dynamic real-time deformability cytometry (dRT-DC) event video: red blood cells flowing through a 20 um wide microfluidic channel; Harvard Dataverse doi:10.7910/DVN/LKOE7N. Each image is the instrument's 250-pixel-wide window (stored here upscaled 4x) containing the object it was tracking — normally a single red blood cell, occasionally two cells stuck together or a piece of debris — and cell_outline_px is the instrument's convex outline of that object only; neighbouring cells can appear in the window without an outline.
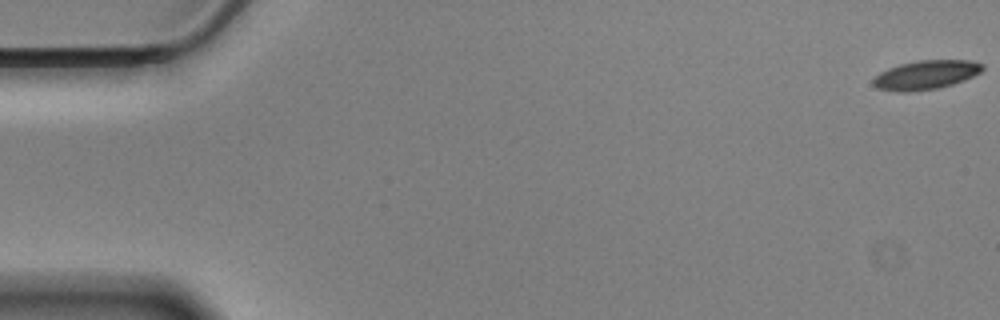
{"species": "Egyptian fruit bat (a non-hibernating species)", "species_latin": "Rousettus aegyptiacus", "temperature_condition": "cold", "stored_images_in_passage": 58, "camera_frame_rate_fps": 3000, "um_per_image_px": 0.085, "animal": {"sex": "male"}, "frame": {"image": 1, "passage_image": 1, "time_ms": 0.0, "image_size_px": [1000, 320], "cell_outline_px": [[984, 68], [980, 72], [964, 80], [952, 84], [936, 88], [908, 92], [896, 92], [876, 88], [872, 84], [872, 80], [880, 72], [888, 68], [900, 64], [920, 60], [968, 60], [984, 64]], "centroid_in_image_um": [78.67, 6.37], "position_along_channel_um": 6.3, "area_um2": 18.44}}
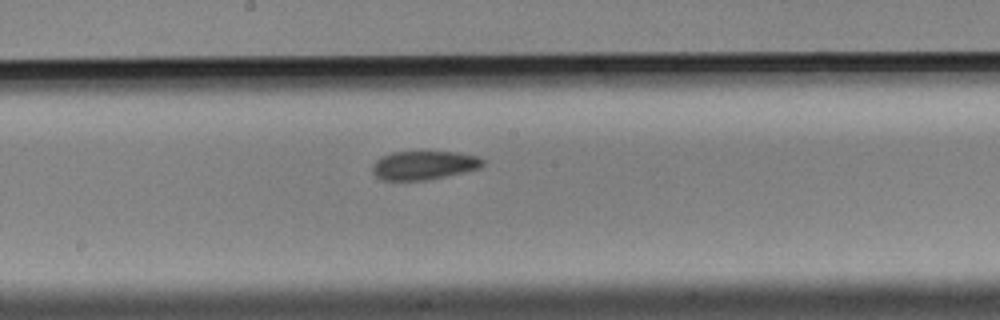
{"frame": {"image": 2, "passage_image": 31, "time_ms": 10.0, "image_size_px": [1000, 320], "cell_outline_px": [[484, 164], [480, 168], [464, 172], [428, 180], [384, 180], [376, 176], [372, 172], [372, 164], [380, 156], [392, 152], [456, 152], [476, 156], [484, 160]], "centroid_in_image_um": [36.01, 14.04], "position_along_channel_um": 212.2, "area_um2": 18.5}}
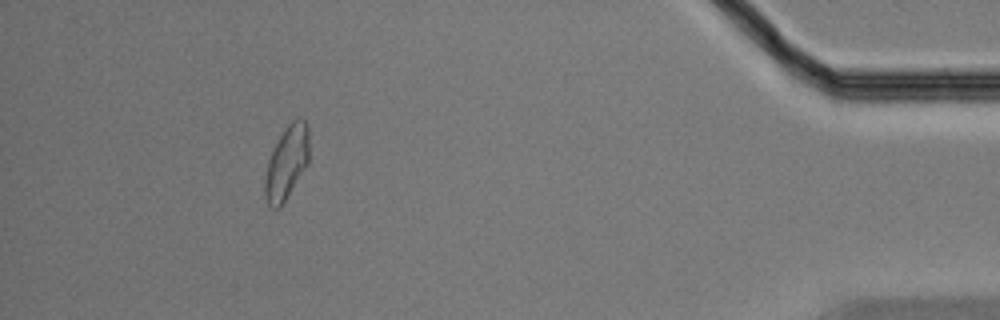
{"frame": {"image": 3, "passage_image": 53, "time_ms": 17.333, "image_size_px": [1000, 320], "cell_outline_px": [[308, 164], [284, 204], [280, 208], [272, 208], [268, 204], [264, 196], [264, 180], [268, 160], [284, 128], [296, 116], [304, 120], [308, 124]], "centroid_in_image_um": [24.37, 13.85], "position_along_channel_um": 410.8, "area_um2": 19.13}, "authors_computed_cell_mechanics": {"area_um2": 18.8717, "velocity_mm_per_s": 3.5058, "shape_relaxation_time_tau1_ms": 5.5505, "shape_relaxation_time_tau2_ms": 5.0898, "deformation_change_tau1": 0.1404, "deformation_change_tau2": 0.1086}}